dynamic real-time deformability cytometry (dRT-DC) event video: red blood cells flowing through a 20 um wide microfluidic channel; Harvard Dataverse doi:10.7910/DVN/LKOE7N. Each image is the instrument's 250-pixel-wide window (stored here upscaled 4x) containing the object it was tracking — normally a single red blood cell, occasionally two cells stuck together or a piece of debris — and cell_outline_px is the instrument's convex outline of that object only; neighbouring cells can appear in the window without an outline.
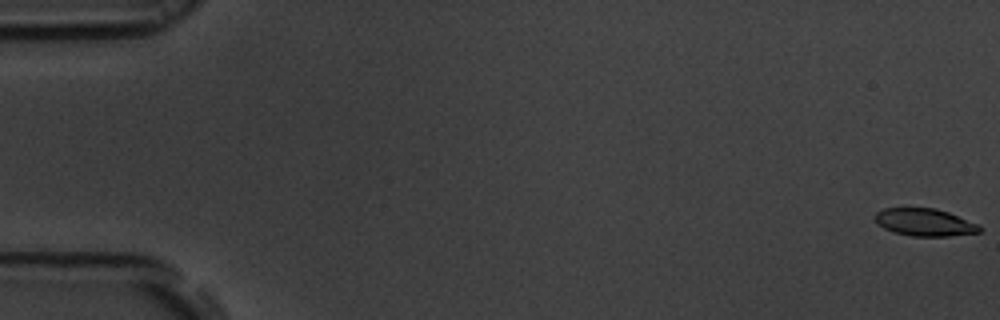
{"species": "common noctule bat (a hibernating species)", "species_latin": "Nyctalus noctula", "temperature_condition": "room temperature", "stored_images_in_passage": 44, "camera_frame_rate_fps": 3000, "um_per_image_px": 0.085, "animal": {"sex": "male", "body_mass_g": 19.5, "forearm_length_mm": 54.6}, "frame": {"image": 1, "passage_image": 1, "time_ms": 0.0, "image_size_px": [1000, 320], "cell_outline_px": [[980, 232], [948, 236], [912, 236], [892, 232], [876, 224], [872, 216], [876, 212], [884, 208], [936, 208], [948, 212], [980, 224]], "centroid_in_image_um": [78.55, 18.89], "position_along_channel_um": 6.4, "area_um2": 16.94}}
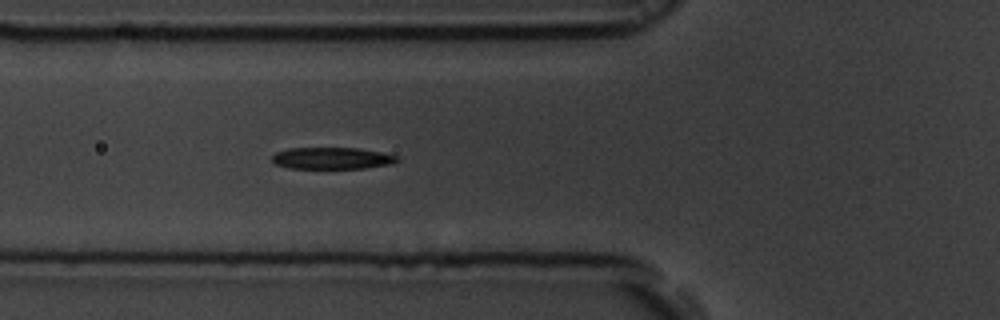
{"frame": {"image": 2, "passage_image": 9, "time_ms": 2.667, "image_size_px": [1000, 320], "cell_outline_px": [[400, 160], [388, 164], [364, 168], [288, 168], [276, 164], [272, 160], [272, 156], [276, 152], [288, 148], [360, 148], [400, 156]], "centroid_in_image_um": [28.22, 13.44], "position_along_channel_um": 97.6, "area_um2": 15.78}}
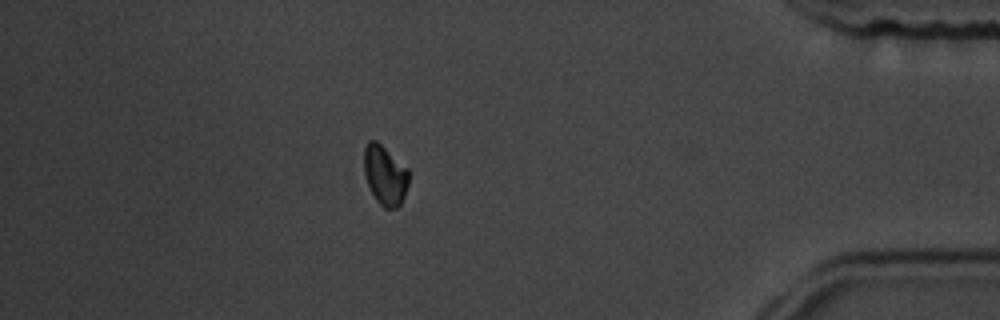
{"frame": {"image": 3, "passage_image": 37, "time_ms": 12.0, "image_size_px": [1000, 320], "cell_outline_px": [[408, 184], [404, 196], [400, 204], [396, 208], [384, 208], [376, 200], [368, 184], [364, 172], [364, 148], [368, 140], [376, 140], [408, 168]], "centroid_in_image_um": [32.72, 14.87], "position_along_channel_um": 402.5, "area_um2": 15.43}, "authors_computed_cell_mechanics": {"area_um2": 16.1551, "velocity_mm_per_s": 3.7152, "shape_relaxation_time_tau1_ms": null, "shape_relaxation_time_tau2_ms": 3.7854, "deformation_change_tau1": null, "deformation_change_tau2": 0.0686}}